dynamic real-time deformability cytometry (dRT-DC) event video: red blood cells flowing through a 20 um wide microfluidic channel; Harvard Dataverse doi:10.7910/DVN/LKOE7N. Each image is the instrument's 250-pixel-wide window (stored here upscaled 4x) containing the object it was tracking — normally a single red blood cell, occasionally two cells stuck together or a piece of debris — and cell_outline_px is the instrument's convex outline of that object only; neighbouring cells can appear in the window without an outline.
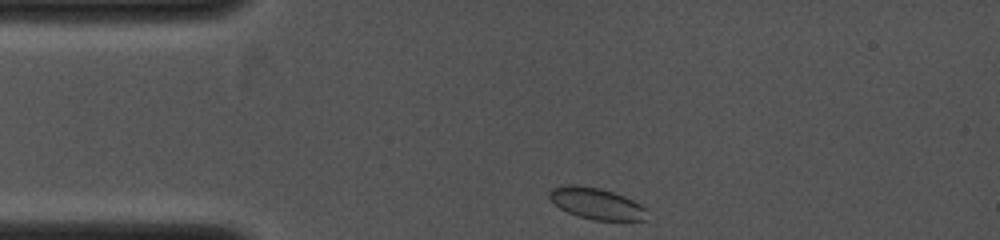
{"species": "common noctule bat (a hibernating species)", "species_latin": "Nyctalus noctula", "temperature_condition": "cold", "stored_images_in_passage": 24, "camera_frame_rate_fps": 4000, "um_per_image_px": 0.085, "animal": {"sex": "female", "body_mass_g": 19.0, "forearm_length_mm": 53.3}, "frame": {"image": 1, "passage_image": 1, "time_ms": 0.0, "image_size_px": [1000, 240], "cell_outline_px": [[648, 220], [592, 220], [568, 212], [560, 208], [548, 196], [548, 192], [552, 188], [564, 184], [576, 184], [600, 188], [624, 196], [640, 204], [644, 208]], "centroid_in_image_um": [50.67, 17.28], "position_along_channel_um": 34.3, "area_um2": 17.74}}
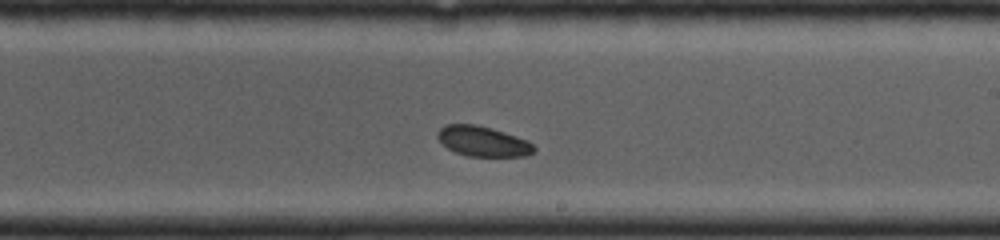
{"frame": {"image": 2, "passage_image": 14, "time_ms": 5.0, "image_size_px": [1000, 240], "cell_outline_px": [[536, 152], [524, 156], [468, 156], [456, 152], [448, 148], [436, 136], [436, 132], [444, 124], [476, 124], [492, 128], [528, 140], [536, 148]], "centroid_in_image_um": [41.05, 12.0], "position_along_channel_um": 247.9, "area_um2": 16.99}}
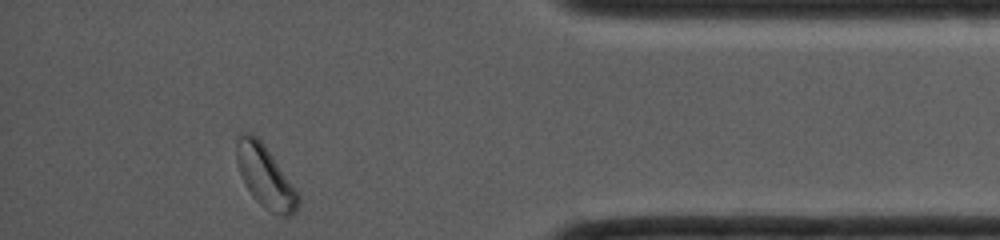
{"frame": {"image": 3, "passage_image": 24, "time_ms": 8.75, "image_size_px": [1000, 240], "cell_outline_px": [[300, 204], [296, 212], [292, 216], [280, 216], [272, 212], [260, 204], [252, 196], [244, 184], [236, 160], [236, 136], [240, 132], [252, 132], [264, 144], [300, 196]], "centroid_in_image_um": [22.53, 15.0], "position_along_channel_um": 412.7, "area_um2": 22.31}}